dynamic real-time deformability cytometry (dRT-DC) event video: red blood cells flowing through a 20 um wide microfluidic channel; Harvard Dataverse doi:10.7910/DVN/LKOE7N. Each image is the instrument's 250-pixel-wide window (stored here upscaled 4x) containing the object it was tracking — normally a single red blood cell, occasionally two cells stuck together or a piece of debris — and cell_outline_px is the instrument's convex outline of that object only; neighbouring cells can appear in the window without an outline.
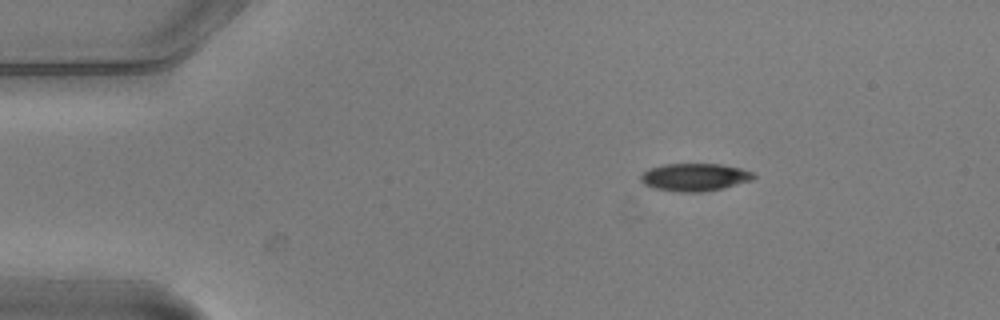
{"species": "common noctule bat (a hibernating species)", "species_latin": "Nyctalus noctula", "temperature_condition": "warm", "stored_images_in_passage": 3, "camera_frame_rate_fps": 3000, "um_per_image_px": 0.085, "animal": {"sex": "male", "body_mass_g": 20.5, "forearm_length_mm": 52.5}, "frame": {"image": 1, "passage_image": 1, "time_ms": 0.0, "image_size_px": [1000, 320], "cell_outline_px": [[756, 176], [752, 180], [724, 188], [704, 192], [680, 192], [652, 188], [644, 184], [640, 180], [640, 176], [648, 168], [664, 164], [720, 164], [740, 168], [752, 172]], "centroid_in_image_um": [59.03, 15.06], "position_along_channel_um": 26.0, "area_um2": 18.32}}